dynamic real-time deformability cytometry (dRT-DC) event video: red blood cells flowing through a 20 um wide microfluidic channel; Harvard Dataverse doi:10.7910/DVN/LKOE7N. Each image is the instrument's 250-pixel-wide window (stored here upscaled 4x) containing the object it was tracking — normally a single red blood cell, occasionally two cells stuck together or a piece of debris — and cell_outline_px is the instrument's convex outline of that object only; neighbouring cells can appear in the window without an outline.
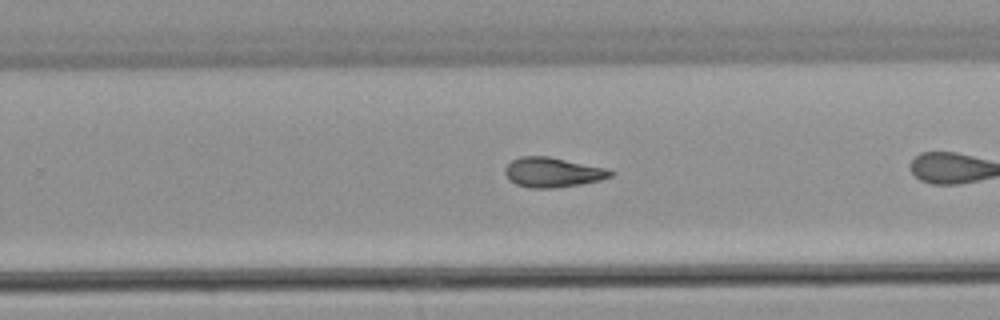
{"species": "common noctule bat (a hibernating species)", "species_latin": "Nyctalus noctula", "temperature_condition": "warm", "stored_images_in_passage": 26, "camera_frame_rate_fps": 3000, "um_per_image_px": 0.085, "animal": {"sex": "male", "body_mass_g": 21.5, "forearm_length_mm": 52.0}, "frame": {"image": 1, "passage_image": 19, "time_ms": 6.0, "image_size_px": [1000, 320], "cell_outline_px": [[616, 172], [612, 176], [600, 180], [580, 184], [556, 188], [528, 188], [516, 184], [508, 180], [504, 172], [504, 168], [512, 160], [520, 156], [548, 156], [604, 168]], "centroid_in_image_um": [46.93, 14.65], "position_along_channel_um": 282.9, "area_um2": 18.32}}
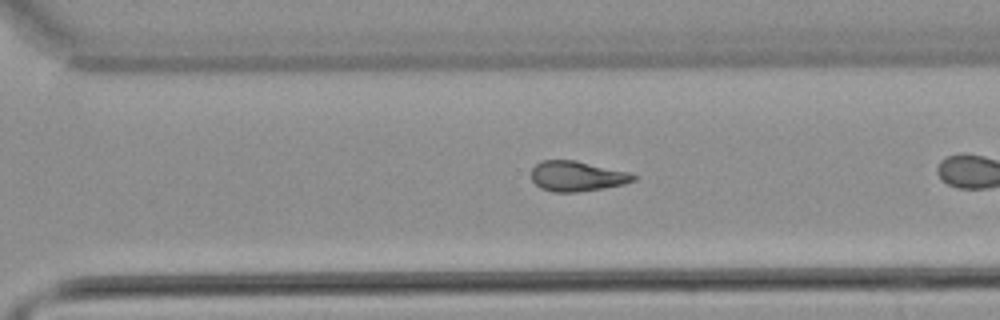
{"frame": {"image": 2, "passage_image": 22, "time_ms": 7.0, "image_size_px": [1000, 320], "cell_outline_px": [[636, 180], [624, 184], [604, 188], [576, 192], [552, 192], [540, 188], [532, 180], [532, 168], [540, 160], [576, 160], [632, 172], [636, 176]], "centroid_in_image_um": [49.07, 14.97], "position_along_channel_um": 321.5, "area_um2": 18.21}}